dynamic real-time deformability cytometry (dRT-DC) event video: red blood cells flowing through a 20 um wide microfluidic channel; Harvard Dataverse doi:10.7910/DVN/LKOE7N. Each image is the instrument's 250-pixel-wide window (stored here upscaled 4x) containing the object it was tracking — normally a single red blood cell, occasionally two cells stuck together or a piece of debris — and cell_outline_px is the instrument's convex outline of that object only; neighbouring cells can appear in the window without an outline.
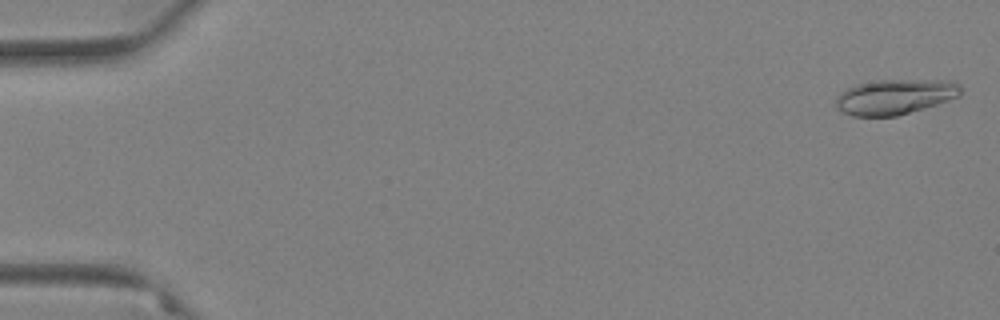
{"species": "Egyptian fruit bat (a non-hibernating species)", "species_latin": "Rousettus aegyptiacus", "temperature_condition": "warm", "stored_images_in_passage": 60, "camera_frame_rate_fps": 3000, "um_per_image_px": 0.085, "animal": {"sex": "female"}, "frame": {"image": 1, "passage_image": 2, "time_ms": 0.333, "image_size_px": [1000, 320], "cell_outline_px": [[960, 96], [924, 108], [896, 116], [852, 116], [840, 112], [836, 108], [836, 96], [840, 92], [856, 84], [876, 80], [956, 80], [960, 84]], "centroid_in_image_um": [76.05, 8.22], "position_along_channel_um": 8.9, "area_um2": 25.78}}
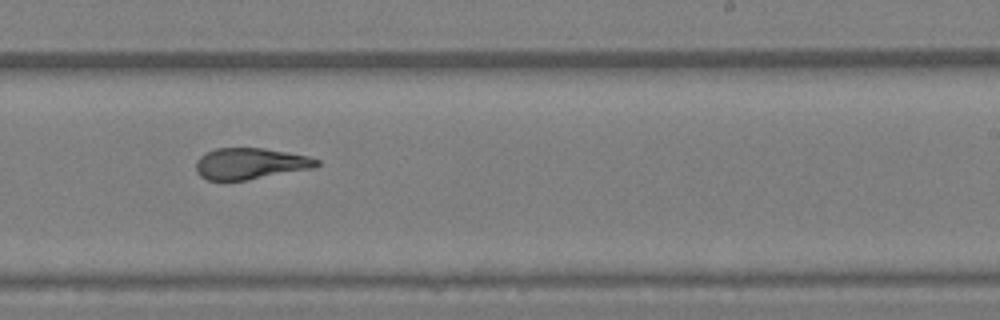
{"frame": {"image": 2, "passage_image": 38, "time_ms": 12.333, "image_size_px": [1000, 320], "cell_outline_px": [[320, 164], [312, 168], [244, 180], [208, 180], [200, 176], [196, 172], [196, 160], [200, 156], [216, 148], [264, 148], [308, 156], [320, 160]], "centroid_in_image_um": [21.25, 13.9], "position_along_channel_um": 267.8, "area_um2": 21.73}}
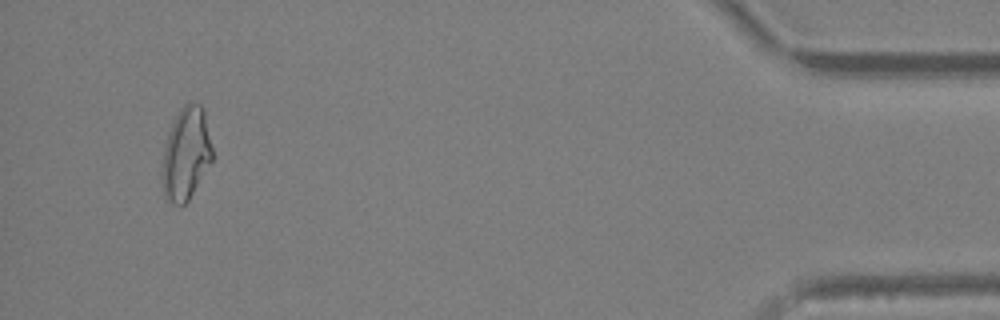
{"frame": {"image": 3, "passage_image": 57, "time_ms": 18.667, "image_size_px": [1000, 320], "cell_outline_px": [[212, 160], [188, 200], [184, 204], [172, 204], [164, 200], [160, 180], [160, 172], [164, 144], [168, 132], [180, 108], [184, 104], [200, 104], [204, 108], [212, 148]], "centroid_in_image_um": [15.76, 13.11], "position_along_channel_um": 419.4, "area_um2": 27.4}, "authors_computed_cell_mechanics": {"area_um2": 23.3801, "velocity_mm_per_s": 3.5117, "shape_relaxation_time_tau1_ms": null, "shape_relaxation_time_tau2_ms": 2.1017, "deformation_change_tau1": null, "deformation_change_tau2": 0.0962}}